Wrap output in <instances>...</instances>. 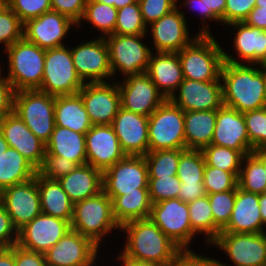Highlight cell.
Listing matches in <instances>:
<instances>
[{
	"mask_svg": "<svg viewBox=\"0 0 266 266\" xmlns=\"http://www.w3.org/2000/svg\"><path fill=\"white\" fill-rule=\"evenodd\" d=\"M239 173L205 165L203 184L206 194L230 191L238 187Z\"/></svg>",
	"mask_w": 266,
	"mask_h": 266,
	"instance_id": "44",
	"label": "cell"
},
{
	"mask_svg": "<svg viewBox=\"0 0 266 266\" xmlns=\"http://www.w3.org/2000/svg\"><path fill=\"white\" fill-rule=\"evenodd\" d=\"M58 182L74 204L103 191V173L89 164L77 166Z\"/></svg>",
	"mask_w": 266,
	"mask_h": 266,
	"instance_id": "28",
	"label": "cell"
},
{
	"mask_svg": "<svg viewBox=\"0 0 266 266\" xmlns=\"http://www.w3.org/2000/svg\"><path fill=\"white\" fill-rule=\"evenodd\" d=\"M184 79L221 81L224 51L211 35H199L190 45L177 52Z\"/></svg>",
	"mask_w": 266,
	"mask_h": 266,
	"instance_id": "3",
	"label": "cell"
},
{
	"mask_svg": "<svg viewBox=\"0 0 266 266\" xmlns=\"http://www.w3.org/2000/svg\"><path fill=\"white\" fill-rule=\"evenodd\" d=\"M14 93L9 80L0 74V119L13 112Z\"/></svg>",
	"mask_w": 266,
	"mask_h": 266,
	"instance_id": "56",
	"label": "cell"
},
{
	"mask_svg": "<svg viewBox=\"0 0 266 266\" xmlns=\"http://www.w3.org/2000/svg\"><path fill=\"white\" fill-rule=\"evenodd\" d=\"M15 266H48L45 254L14 245Z\"/></svg>",
	"mask_w": 266,
	"mask_h": 266,
	"instance_id": "55",
	"label": "cell"
},
{
	"mask_svg": "<svg viewBox=\"0 0 266 266\" xmlns=\"http://www.w3.org/2000/svg\"><path fill=\"white\" fill-rule=\"evenodd\" d=\"M54 117L56 126L86 134L92 124L79 94L55 96Z\"/></svg>",
	"mask_w": 266,
	"mask_h": 266,
	"instance_id": "32",
	"label": "cell"
},
{
	"mask_svg": "<svg viewBox=\"0 0 266 266\" xmlns=\"http://www.w3.org/2000/svg\"><path fill=\"white\" fill-rule=\"evenodd\" d=\"M17 241L18 230L13 226L9 214L0 202V248H10L16 245Z\"/></svg>",
	"mask_w": 266,
	"mask_h": 266,
	"instance_id": "54",
	"label": "cell"
},
{
	"mask_svg": "<svg viewBox=\"0 0 266 266\" xmlns=\"http://www.w3.org/2000/svg\"><path fill=\"white\" fill-rule=\"evenodd\" d=\"M93 264H95L94 261L92 263H90L89 265H87V266H92Z\"/></svg>",
	"mask_w": 266,
	"mask_h": 266,
	"instance_id": "71",
	"label": "cell"
},
{
	"mask_svg": "<svg viewBox=\"0 0 266 266\" xmlns=\"http://www.w3.org/2000/svg\"><path fill=\"white\" fill-rule=\"evenodd\" d=\"M118 82L121 107L143 116H150L165 100L146 73L129 76Z\"/></svg>",
	"mask_w": 266,
	"mask_h": 266,
	"instance_id": "18",
	"label": "cell"
},
{
	"mask_svg": "<svg viewBox=\"0 0 266 266\" xmlns=\"http://www.w3.org/2000/svg\"><path fill=\"white\" fill-rule=\"evenodd\" d=\"M138 4L143 21L148 26L175 9L177 0H138Z\"/></svg>",
	"mask_w": 266,
	"mask_h": 266,
	"instance_id": "50",
	"label": "cell"
},
{
	"mask_svg": "<svg viewBox=\"0 0 266 266\" xmlns=\"http://www.w3.org/2000/svg\"><path fill=\"white\" fill-rule=\"evenodd\" d=\"M255 4L256 0H226L224 24L244 22Z\"/></svg>",
	"mask_w": 266,
	"mask_h": 266,
	"instance_id": "51",
	"label": "cell"
},
{
	"mask_svg": "<svg viewBox=\"0 0 266 266\" xmlns=\"http://www.w3.org/2000/svg\"><path fill=\"white\" fill-rule=\"evenodd\" d=\"M241 166L243 168H240L238 187L255 194L266 192V175L263 164L251 153L243 157Z\"/></svg>",
	"mask_w": 266,
	"mask_h": 266,
	"instance_id": "36",
	"label": "cell"
},
{
	"mask_svg": "<svg viewBox=\"0 0 266 266\" xmlns=\"http://www.w3.org/2000/svg\"><path fill=\"white\" fill-rule=\"evenodd\" d=\"M69 230H71L69 221L41 212L18 230L17 245L30 251L45 254Z\"/></svg>",
	"mask_w": 266,
	"mask_h": 266,
	"instance_id": "14",
	"label": "cell"
},
{
	"mask_svg": "<svg viewBox=\"0 0 266 266\" xmlns=\"http://www.w3.org/2000/svg\"><path fill=\"white\" fill-rule=\"evenodd\" d=\"M148 29L143 21L138 2L117 9V21L114 34L146 35Z\"/></svg>",
	"mask_w": 266,
	"mask_h": 266,
	"instance_id": "43",
	"label": "cell"
},
{
	"mask_svg": "<svg viewBox=\"0 0 266 266\" xmlns=\"http://www.w3.org/2000/svg\"><path fill=\"white\" fill-rule=\"evenodd\" d=\"M73 25L77 24L66 15L50 10L26 21L23 37L43 49L57 48L64 46L62 40Z\"/></svg>",
	"mask_w": 266,
	"mask_h": 266,
	"instance_id": "20",
	"label": "cell"
},
{
	"mask_svg": "<svg viewBox=\"0 0 266 266\" xmlns=\"http://www.w3.org/2000/svg\"><path fill=\"white\" fill-rule=\"evenodd\" d=\"M49 154L66 158L78 166L87 164L85 134L55 125L45 145Z\"/></svg>",
	"mask_w": 266,
	"mask_h": 266,
	"instance_id": "30",
	"label": "cell"
},
{
	"mask_svg": "<svg viewBox=\"0 0 266 266\" xmlns=\"http://www.w3.org/2000/svg\"><path fill=\"white\" fill-rule=\"evenodd\" d=\"M0 202L17 230L32 221L41 213L37 174L27 182L3 189Z\"/></svg>",
	"mask_w": 266,
	"mask_h": 266,
	"instance_id": "16",
	"label": "cell"
},
{
	"mask_svg": "<svg viewBox=\"0 0 266 266\" xmlns=\"http://www.w3.org/2000/svg\"><path fill=\"white\" fill-rule=\"evenodd\" d=\"M144 36L111 34L105 37L113 76L117 70L125 78L146 73L153 51L141 42Z\"/></svg>",
	"mask_w": 266,
	"mask_h": 266,
	"instance_id": "9",
	"label": "cell"
},
{
	"mask_svg": "<svg viewBox=\"0 0 266 266\" xmlns=\"http://www.w3.org/2000/svg\"><path fill=\"white\" fill-rule=\"evenodd\" d=\"M204 20H215L224 23L226 0H203Z\"/></svg>",
	"mask_w": 266,
	"mask_h": 266,
	"instance_id": "58",
	"label": "cell"
},
{
	"mask_svg": "<svg viewBox=\"0 0 266 266\" xmlns=\"http://www.w3.org/2000/svg\"><path fill=\"white\" fill-rule=\"evenodd\" d=\"M8 7L7 0H0V13H2Z\"/></svg>",
	"mask_w": 266,
	"mask_h": 266,
	"instance_id": "67",
	"label": "cell"
},
{
	"mask_svg": "<svg viewBox=\"0 0 266 266\" xmlns=\"http://www.w3.org/2000/svg\"><path fill=\"white\" fill-rule=\"evenodd\" d=\"M0 131L9 147L16 149L37 170L42 166L45 144L30 131L15 112L0 119Z\"/></svg>",
	"mask_w": 266,
	"mask_h": 266,
	"instance_id": "24",
	"label": "cell"
},
{
	"mask_svg": "<svg viewBox=\"0 0 266 266\" xmlns=\"http://www.w3.org/2000/svg\"><path fill=\"white\" fill-rule=\"evenodd\" d=\"M119 260L123 261L122 264L124 266H165L156 262H147V261H136V260H128L122 258L120 255L117 256Z\"/></svg>",
	"mask_w": 266,
	"mask_h": 266,
	"instance_id": "61",
	"label": "cell"
},
{
	"mask_svg": "<svg viewBox=\"0 0 266 266\" xmlns=\"http://www.w3.org/2000/svg\"><path fill=\"white\" fill-rule=\"evenodd\" d=\"M5 51L9 62L6 78L13 90H38L43 79L45 49L22 37Z\"/></svg>",
	"mask_w": 266,
	"mask_h": 266,
	"instance_id": "4",
	"label": "cell"
},
{
	"mask_svg": "<svg viewBox=\"0 0 266 266\" xmlns=\"http://www.w3.org/2000/svg\"><path fill=\"white\" fill-rule=\"evenodd\" d=\"M172 263L175 266H228L216 259L194 253L192 249L180 250Z\"/></svg>",
	"mask_w": 266,
	"mask_h": 266,
	"instance_id": "53",
	"label": "cell"
},
{
	"mask_svg": "<svg viewBox=\"0 0 266 266\" xmlns=\"http://www.w3.org/2000/svg\"><path fill=\"white\" fill-rule=\"evenodd\" d=\"M85 143L87 164L102 173L126 156L111 125H92Z\"/></svg>",
	"mask_w": 266,
	"mask_h": 266,
	"instance_id": "22",
	"label": "cell"
},
{
	"mask_svg": "<svg viewBox=\"0 0 266 266\" xmlns=\"http://www.w3.org/2000/svg\"><path fill=\"white\" fill-rule=\"evenodd\" d=\"M259 67L262 68L264 70L265 74H266V63L260 65Z\"/></svg>",
	"mask_w": 266,
	"mask_h": 266,
	"instance_id": "69",
	"label": "cell"
},
{
	"mask_svg": "<svg viewBox=\"0 0 266 266\" xmlns=\"http://www.w3.org/2000/svg\"><path fill=\"white\" fill-rule=\"evenodd\" d=\"M201 151L207 166L219 168L226 172L240 173L244 156L238 150L210 144Z\"/></svg>",
	"mask_w": 266,
	"mask_h": 266,
	"instance_id": "40",
	"label": "cell"
},
{
	"mask_svg": "<svg viewBox=\"0 0 266 266\" xmlns=\"http://www.w3.org/2000/svg\"><path fill=\"white\" fill-rule=\"evenodd\" d=\"M73 64L84 83L106 82L113 76L109 48L105 38L98 37L71 49ZM105 78V79H104Z\"/></svg>",
	"mask_w": 266,
	"mask_h": 266,
	"instance_id": "15",
	"label": "cell"
},
{
	"mask_svg": "<svg viewBox=\"0 0 266 266\" xmlns=\"http://www.w3.org/2000/svg\"><path fill=\"white\" fill-rule=\"evenodd\" d=\"M184 15L177 6L149 25L156 52H179L199 35H211L209 28L203 24L199 33L195 37H190Z\"/></svg>",
	"mask_w": 266,
	"mask_h": 266,
	"instance_id": "13",
	"label": "cell"
},
{
	"mask_svg": "<svg viewBox=\"0 0 266 266\" xmlns=\"http://www.w3.org/2000/svg\"><path fill=\"white\" fill-rule=\"evenodd\" d=\"M78 165L66 158L49 154L45 151L44 161L37 172L44 178L58 180L68 175Z\"/></svg>",
	"mask_w": 266,
	"mask_h": 266,
	"instance_id": "49",
	"label": "cell"
},
{
	"mask_svg": "<svg viewBox=\"0 0 266 266\" xmlns=\"http://www.w3.org/2000/svg\"><path fill=\"white\" fill-rule=\"evenodd\" d=\"M182 4H184L185 6H190V8H192V9H196V10H198L200 13H201V15H202V17H203V19L202 20H204V5H203V0H184V3H182Z\"/></svg>",
	"mask_w": 266,
	"mask_h": 266,
	"instance_id": "63",
	"label": "cell"
},
{
	"mask_svg": "<svg viewBox=\"0 0 266 266\" xmlns=\"http://www.w3.org/2000/svg\"><path fill=\"white\" fill-rule=\"evenodd\" d=\"M146 74L166 99L175 94L174 91L184 80L177 52H156V55L152 53Z\"/></svg>",
	"mask_w": 266,
	"mask_h": 266,
	"instance_id": "27",
	"label": "cell"
},
{
	"mask_svg": "<svg viewBox=\"0 0 266 266\" xmlns=\"http://www.w3.org/2000/svg\"><path fill=\"white\" fill-rule=\"evenodd\" d=\"M149 218L181 250L189 249L196 232L190 224L188 203L179 198L154 203Z\"/></svg>",
	"mask_w": 266,
	"mask_h": 266,
	"instance_id": "10",
	"label": "cell"
},
{
	"mask_svg": "<svg viewBox=\"0 0 266 266\" xmlns=\"http://www.w3.org/2000/svg\"><path fill=\"white\" fill-rule=\"evenodd\" d=\"M119 230L127 233L125 248L119 255L128 260L168 265L181 250L150 218L127 222Z\"/></svg>",
	"mask_w": 266,
	"mask_h": 266,
	"instance_id": "2",
	"label": "cell"
},
{
	"mask_svg": "<svg viewBox=\"0 0 266 266\" xmlns=\"http://www.w3.org/2000/svg\"><path fill=\"white\" fill-rule=\"evenodd\" d=\"M65 46L45 49L44 73L39 91L52 96L75 95L84 86L73 64L71 49Z\"/></svg>",
	"mask_w": 266,
	"mask_h": 266,
	"instance_id": "8",
	"label": "cell"
},
{
	"mask_svg": "<svg viewBox=\"0 0 266 266\" xmlns=\"http://www.w3.org/2000/svg\"><path fill=\"white\" fill-rule=\"evenodd\" d=\"M71 229L90 238L97 246L110 230L120 229L112 213V200L102 191L98 195L76 202Z\"/></svg>",
	"mask_w": 266,
	"mask_h": 266,
	"instance_id": "5",
	"label": "cell"
},
{
	"mask_svg": "<svg viewBox=\"0 0 266 266\" xmlns=\"http://www.w3.org/2000/svg\"><path fill=\"white\" fill-rule=\"evenodd\" d=\"M246 25L266 30V8L255 6L244 20Z\"/></svg>",
	"mask_w": 266,
	"mask_h": 266,
	"instance_id": "59",
	"label": "cell"
},
{
	"mask_svg": "<svg viewBox=\"0 0 266 266\" xmlns=\"http://www.w3.org/2000/svg\"><path fill=\"white\" fill-rule=\"evenodd\" d=\"M265 226L259 208V194L237 187L231 219L221 232L262 233Z\"/></svg>",
	"mask_w": 266,
	"mask_h": 266,
	"instance_id": "26",
	"label": "cell"
},
{
	"mask_svg": "<svg viewBox=\"0 0 266 266\" xmlns=\"http://www.w3.org/2000/svg\"><path fill=\"white\" fill-rule=\"evenodd\" d=\"M186 149H166L148 152L144 157L149 178L177 175L180 154Z\"/></svg>",
	"mask_w": 266,
	"mask_h": 266,
	"instance_id": "37",
	"label": "cell"
},
{
	"mask_svg": "<svg viewBox=\"0 0 266 266\" xmlns=\"http://www.w3.org/2000/svg\"><path fill=\"white\" fill-rule=\"evenodd\" d=\"M252 152L266 148V108L243 113Z\"/></svg>",
	"mask_w": 266,
	"mask_h": 266,
	"instance_id": "45",
	"label": "cell"
},
{
	"mask_svg": "<svg viewBox=\"0 0 266 266\" xmlns=\"http://www.w3.org/2000/svg\"><path fill=\"white\" fill-rule=\"evenodd\" d=\"M252 154L263 164L266 175V148H259L252 152Z\"/></svg>",
	"mask_w": 266,
	"mask_h": 266,
	"instance_id": "65",
	"label": "cell"
},
{
	"mask_svg": "<svg viewBox=\"0 0 266 266\" xmlns=\"http://www.w3.org/2000/svg\"><path fill=\"white\" fill-rule=\"evenodd\" d=\"M181 181L178 176L149 178L148 191L152 204L178 198Z\"/></svg>",
	"mask_w": 266,
	"mask_h": 266,
	"instance_id": "46",
	"label": "cell"
},
{
	"mask_svg": "<svg viewBox=\"0 0 266 266\" xmlns=\"http://www.w3.org/2000/svg\"><path fill=\"white\" fill-rule=\"evenodd\" d=\"M41 212L71 223L74 203L62 189L58 180L42 177L37 172Z\"/></svg>",
	"mask_w": 266,
	"mask_h": 266,
	"instance_id": "31",
	"label": "cell"
},
{
	"mask_svg": "<svg viewBox=\"0 0 266 266\" xmlns=\"http://www.w3.org/2000/svg\"><path fill=\"white\" fill-rule=\"evenodd\" d=\"M0 266H15L14 246L0 248Z\"/></svg>",
	"mask_w": 266,
	"mask_h": 266,
	"instance_id": "60",
	"label": "cell"
},
{
	"mask_svg": "<svg viewBox=\"0 0 266 266\" xmlns=\"http://www.w3.org/2000/svg\"><path fill=\"white\" fill-rule=\"evenodd\" d=\"M149 152L166 149H186L184 111L166 99L149 116Z\"/></svg>",
	"mask_w": 266,
	"mask_h": 266,
	"instance_id": "7",
	"label": "cell"
},
{
	"mask_svg": "<svg viewBox=\"0 0 266 266\" xmlns=\"http://www.w3.org/2000/svg\"><path fill=\"white\" fill-rule=\"evenodd\" d=\"M211 144L238 150L243 156L252 153L243 113L222 105L217 109Z\"/></svg>",
	"mask_w": 266,
	"mask_h": 266,
	"instance_id": "25",
	"label": "cell"
},
{
	"mask_svg": "<svg viewBox=\"0 0 266 266\" xmlns=\"http://www.w3.org/2000/svg\"><path fill=\"white\" fill-rule=\"evenodd\" d=\"M112 213L121 227L127 222L149 218L152 203L148 188H139V192H123L112 199Z\"/></svg>",
	"mask_w": 266,
	"mask_h": 266,
	"instance_id": "34",
	"label": "cell"
},
{
	"mask_svg": "<svg viewBox=\"0 0 266 266\" xmlns=\"http://www.w3.org/2000/svg\"><path fill=\"white\" fill-rule=\"evenodd\" d=\"M206 195L203 183H186L181 182L178 198L186 203L193 202L194 200Z\"/></svg>",
	"mask_w": 266,
	"mask_h": 266,
	"instance_id": "57",
	"label": "cell"
},
{
	"mask_svg": "<svg viewBox=\"0 0 266 266\" xmlns=\"http://www.w3.org/2000/svg\"><path fill=\"white\" fill-rule=\"evenodd\" d=\"M255 6L261 7V8H266V0H256Z\"/></svg>",
	"mask_w": 266,
	"mask_h": 266,
	"instance_id": "68",
	"label": "cell"
},
{
	"mask_svg": "<svg viewBox=\"0 0 266 266\" xmlns=\"http://www.w3.org/2000/svg\"><path fill=\"white\" fill-rule=\"evenodd\" d=\"M23 37V23L18 15L9 7L0 13V43L5 48Z\"/></svg>",
	"mask_w": 266,
	"mask_h": 266,
	"instance_id": "47",
	"label": "cell"
},
{
	"mask_svg": "<svg viewBox=\"0 0 266 266\" xmlns=\"http://www.w3.org/2000/svg\"><path fill=\"white\" fill-rule=\"evenodd\" d=\"M148 121L149 116L119 108L111 126L126 155L145 156L149 152Z\"/></svg>",
	"mask_w": 266,
	"mask_h": 266,
	"instance_id": "21",
	"label": "cell"
},
{
	"mask_svg": "<svg viewBox=\"0 0 266 266\" xmlns=\"http://www.w3.org/2000/svg\"><path fill=\"white\" fill-rule=\"evenodd\" d=\"M37 169L16 149H8L0 156V192L10 186L34 178Z\"/></svg>",
	"mask_w": 266,
	"mask_h": 266,
	"instance_id": "35",
	"label": "cell"
},
{
	"mask_svg": "<svg viewBox=\"0 0 266 266\" xmlns=\"http://www.w3.org/2000/svg\"><path fill=\"white\" fill-rule=\"evenodd\" d=\"M83 20L93 24L97 30L101 31L103 38L114 34L117 21V9L101 2L92 0L86 1L85 11L82 17Z\"/></svg>",
	"mask_w": 266,
	"mask_h": 266,
	"instance_id": "39",
	"label": "cell"
},
{
	"mask_svg": "<svg viewBox=\"0 0 266 266\" xmlns=\"http://www.w3.org/2000/svg\"><path fill=\"white\" fill-rule=\"evenodd\" d=\"M55 96L39 90H22L14 93L15 112L45 145L55 128Z\"/></svg>",
	"mask_w": 266,
	"mask_h": 266,
	"instance_id": "6",
	"label": "cell"
},
{
	"mask_svg": "<svg viewBox=\"0 0 266 266\" xmlns=\"http://www.w3.org/2000/svg\"><path fill=\"white\" fill-rule=\"evenodd\" d=\"M8 147L9 145L0 131V156L8 149Z\"/></svg>",
	"mask_w": 266,
	"mask_h": 266,
	"instance_id": "66",
	"label": "cell"
},
{
	"mask_svg": "<svg viewBox=\"0 0 266 266\" xmlns=\"http://www.w3.org/2000/svg\"><path fill=\"white\" fill-rule=\"evenodd\" d=\"M259 208L262 221L266 225V192L259 194Z\"/></svg>",
	"mask_w": 266,
	"mask_h": 266,
	"instance_id": "64",
	"label": "cell"
},
{
	"mask_svg": "<svg viewBox=\"0 0 266 266\" xmlns=\"http://www.w3.org/2000/svg\"><path fill=\"white\" fill-rule=\"evenodd\" d=\"M148 167L144 156L126 155L103 172V192L112 199L123 192L148 188Z\"/></svg>",
	"mask_w": 266,
	"mask_h": 266,
	"instance_id": "11",
	"label": "cell"
},
{
	"mask_svg": "<svg viewBox=\"0 0 266 266\" xmlns=\"http://www.w3.org/2000/svg\"><path fill=\"white\" fill-rule=\"evenodd\" d=\"M92 1L101 2L110 6H114L116 9H121L126 5L138 2V0H92Z\"/></svg>",
	"mask_w": 266,
	"mask_h": 266,
	"instance_id": "62",
	"label": "cell"
},
{
	"mask_svg": "<svg viewBox=\"0 0 266 266\" xmlns=\"http://www.w3.org/2000/svg\"><path fill=\"white\" fill-rule=\"evenodd\" d=\"M205 165V158L201 150H184L180 154L178 179L186 183H203Z\"/></svg>",
	"mask_w": 266,
	"mask_h": 266,
	"instance_id": "41",
	"label": "cell"
},
{
	"mask_svg": "<svg viewBox=\"0 0 266 266\" xmlns=\"http://www.w3.org/2000/svg\"><path fill=\"white\" fill-rule=\"evenodd\" d=\"M221 81H197L184 79L170 100L186 111L217 110L223 105Z\"/></svg>",
	"mask_w": 266,
	"mask_h": 266,
	"instance_id": "23",
	"label": "cell"
},
{
	"mask_svg": "<svg viewBox=\"0 0 266 266\" xmlns=\"http://www.w3.org/2000/svg\"><path fill=\"white\" fill-rule=\"evenodd\" d=\"M51 9L72 19L78 27L82 22L87 0H50Z\"/></svg>",
	"mask_w": 266,
	"mask_h": 266,
	"instance_id": "52",
	"label": "cell"
},
{
	"mask_svg": "<svg viewBox=\"0 0 266 266\" xmlns=\"http://www.w3.org/2000/svg\"><path fill=\"white\" fill-rule=\"evenodd\" d=\"M211 243L222 249L235 266H266V232H220Z\"/></svg>",
	"mask_w": 266,
	"mask_h": 266,
	"instance_id": "12",
	"label": "cell"
},
{
	"mask_svg": "<svg viewBox=\"0 0 266 266\" xmlns=\"http://www.w3.org/2000/svg\"><path fill=\"white\" fill-rule=\"evenodd\" d=\"M8 7L18 15L23 24L52 10L50 0H8Z\"/></svg>",
	"mask_w": 266,
	"mask_h": 266,
	"instance_id": "48",
	"label": "cell"
},
{
	"mask_svg": "<svg viewBox=\"0 0 266 266\" xmlns=\"http://www.w3.org/2000/svg\"><path fill=\"white\" fill-rule=\"evenodd\" d=\"M78 94L92 125H111L121 107L116 82L112 85L109 82L85 83Z\"/></svg>",
	"mask_w": 266,
	"mask_h": 266,
	"instance_id": "17",
	"label": "cell"
},
{
	"mask_svg": "<svg viewBox=\"0 0 266 266\" xmlns=\"http://www.w3.org/2000/svg\"><path fill=\"white\" fill-rule=\"evenodd\" d=\"M228 25L238 28L233 43L239 58L253 66L266 63V30L246 25L244 22Z\"/></svg>",
	"mask_w": 266,
	"mask_h": 266,
	"instance_id": "29",
	"label": "cell"
},
{
	"mask_svg": "<svg viewBox=\"0 0 266 266\" xmlns=\"http://www.w3.org/2000/svg\"><path fill=\"white\" fill-rule=\"evenodd\" d=\"M217 110L184 112L186 149L202 150L211 144Z\"/></svg>",
	"mask_w": 266,
	"mask_h": 266,
	"instance_id": "33",
	"label": "cell"
},
{
	"mask_svg": "<svg viewBox=\"0 0 266 266\" xmlns=\"http://www.w3.org/2000/svg\"><path fill=\"white\" fill-rule=\"evenodd\" d=\"M165 266H175L173 263H170L168 265H165Z\"/></svg>",
	"mask_w": 266,
	"mask_h": 266,
	"instance_id": "70",
	"label": "cell"
},
{
	"mask_svg": "<svg viewBox=\"0 0 266 266\" xmlns=\"http://www.w3.org/2000/svg\"><path fill=\"white\" fill-rule=\"evenodd\" d=\"M188 210L192 229L198 234L204 233L207 237L205 243L211 244L214 240V218L208 195L188 203Z\"/></svg>",
	"mask_w": 266,
	"mask_h": 266,
	"instance_id": "38",
	"label": "cell"
},
{
	"mask_svg": "<svg viewBox=\"0 0 266 266\" xmlns=\"http://www.w3.org/2000/svg\"><path fill=\"white\" fill-rule=\"evenodd\" d=\"M224 51L221 70L223 105L241 113L258 110L266 106V74L244 64ZM244 64V65H243ZM247 65V66H246Z\"/></svg>",
	"mask_w": 266,
	"mask_h": 266,
	"instance_id": "1",
	"label": "cell"
},
{
	"mask_svg": "<svg viewBox=\"0 0 266 266\" xmlns=\"http://www.w3.org/2000/svg\"><path fill=\"white\" fill-rule=\"evenodd\" d=\"M214 218V239L228 225L234 208L236 189L207 194Z\"/></svg>",
	"mask_w": 266,
	"mask_h": 266,
	"instance_id": "42",
	"label": "cell"
},
{
	"mask_svg": "<svg viewBox=\"0 0 266 266\" xmlns=\"http://www.w3.org/2000/svg\"><path fill=\"white\" fill-rule=\"evenodd\" d=\"M99 247L71 229L45 253L46 263L48 266H87L97 259Z\"/></svg>",
	"mask_w": 266,
	"mask_h": 266,
	"instance_id": "19",
	"label": "cell"
}]
</instances>
